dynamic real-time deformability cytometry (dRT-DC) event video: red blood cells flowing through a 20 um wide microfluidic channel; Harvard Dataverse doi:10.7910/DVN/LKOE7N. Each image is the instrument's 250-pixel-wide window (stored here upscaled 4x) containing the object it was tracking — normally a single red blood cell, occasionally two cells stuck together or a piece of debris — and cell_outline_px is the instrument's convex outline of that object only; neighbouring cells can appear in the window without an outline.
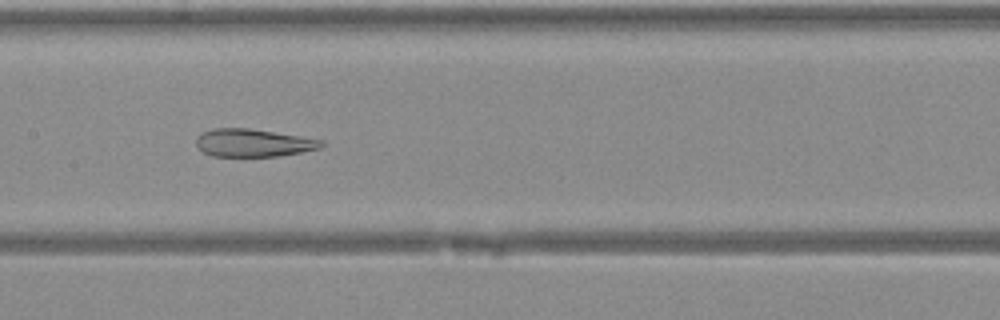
{"species": "Egyptian fruit bat (a non-hibernating species)", "species_latin": "Rousettus aegyptiacus", "temperature_condition": "warm", "stored_images_in_passage": 40, "segment_of_instrument_passage": [1, 2], "camera_frame_rate_fps": 3000, "um_per_image_px": 0.085, "animal": {"sex": "female"}, "frame": {"image": 1, "passage_image": 19, "time_ms": 6.0, "image_size_px": [1000, 320], "cell_outline_px": [[324, 144], [320, 148], [280, 156], [212, 156], [196, 148], [196, 136], [212, 128], [248, 128], [324, 140]], "centroid_in_image_um": [21.49, 12.14], "position_along_channel_um": 185.9, "area_um2": 20.23}}
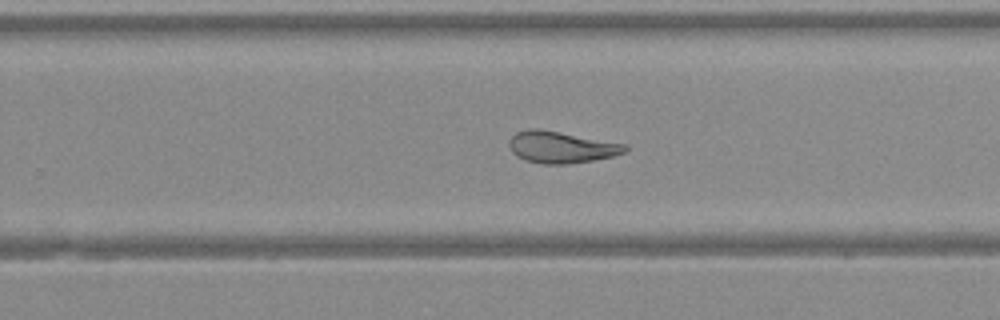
{"frame": {"image": 2, "passage_image": 25, "time_ms": 8.0, "image_size_px": [1000, 320], "cell_outline_px": [[628, 148], [624, 152], [612, 156], [592, 160], [568, 164], [544, 164], [524, 160], [516, 156], [512, 152], [508, 144], [508, 140], [516, 132], [528, 128], [536, 128], [560, 132], [628, 144]], "centroid_in_image_um": [47.67, 12.5], "position_along_channel_um": 282.1, "area_um2": 21.44}}
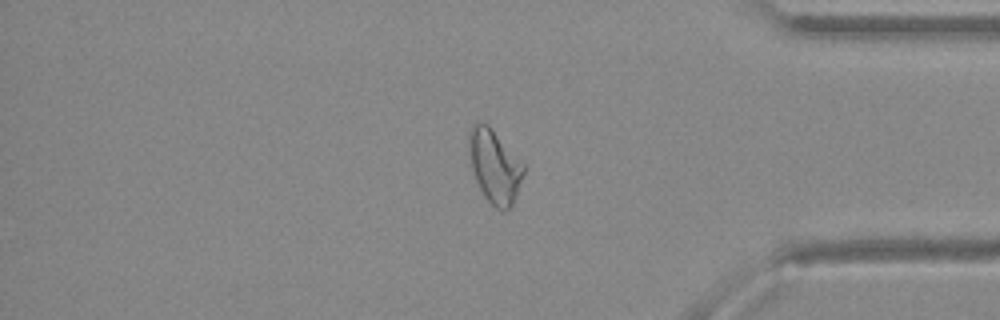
{"frame": {"image": 3, "passage_image": 33, "time_ms": 10.667, "image_size_px": [1000, 320], "cell_outline_px": [[524, 172], [512, 204], [508, 208], [496, 208], [484, 196], [472, 172], [468, 148], [468, 132], [472, 124], [488, 124], [524, 164]], "centroid_in_image_um": [42.0, 14.09], "position_along_channel_um": 393.2, "area_um2": 22.89}}